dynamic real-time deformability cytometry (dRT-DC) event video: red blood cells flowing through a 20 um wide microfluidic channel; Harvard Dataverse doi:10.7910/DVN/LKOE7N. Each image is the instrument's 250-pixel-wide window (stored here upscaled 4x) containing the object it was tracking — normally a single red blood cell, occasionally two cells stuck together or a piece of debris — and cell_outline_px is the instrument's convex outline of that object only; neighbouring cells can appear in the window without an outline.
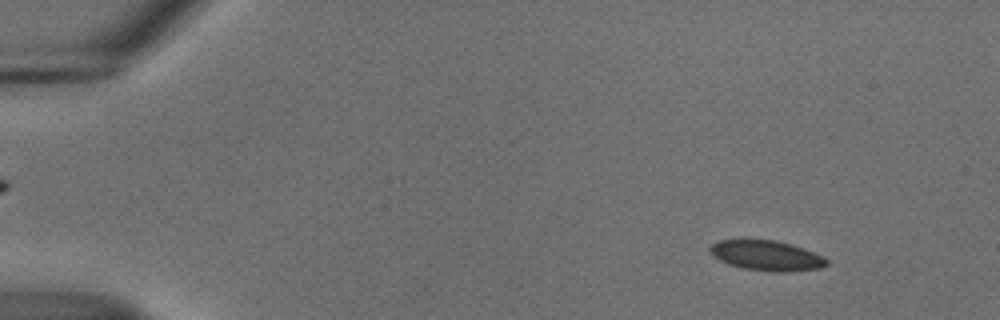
{"species": "common noctule bat (a hibernating species)", "species_latin": "Nyctalus noctula", "temperature_condition": "cold", "stored_images_in_passage": 55, "camera_frame_rate_fps": 3000, "um_per_image_px": 0.085, "animal": {"sex": "male", "body_mass_g": 18.8}, "frame": {"image": 1, "passage_image": 6, "time_ms": 1.667, "image_size_px": [1000, 320], "cell_outline_px": [[828, 264], [820, 268], [788, 272], [776, 272], [744, 268], [728, 264], [720, 260], [708, 248], [712, 244], [720, 240], [776, 240], [792, 244], [804, 248], [824, 256], [828, 260]], "centroid_in_image_um": [65.22, 21.72], "position_along_channel_um": 19.8, "area_um2": 20.35}}
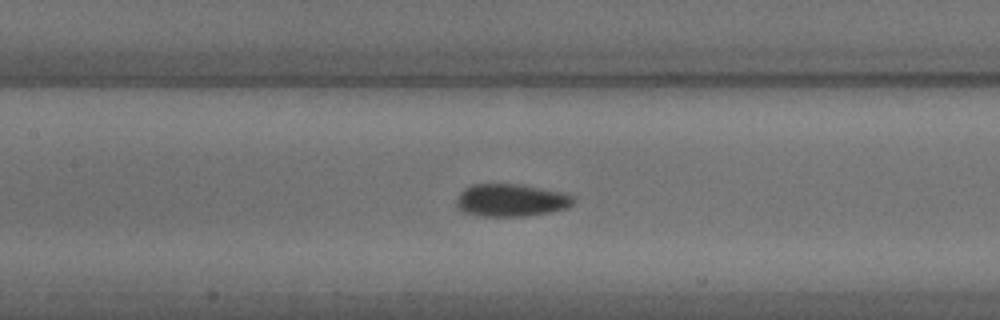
{"frame": {"image": 2, "passage_image": 26, "time_ms": 8.333, "image_size_px": [1000, 320], "cell_outline_px": [[572, 204], [564, 208], [548, 212], [524, 216], [480, 216], [464, 212], [456, 204], [456, 200], [460, 192], [472, 184], [516, 184], [556, 192], [572, 196]], "centroid_in_image_um": [43.34, 17.03], "position_along_channel_um": 164.1, "area_um2": 21.5}}
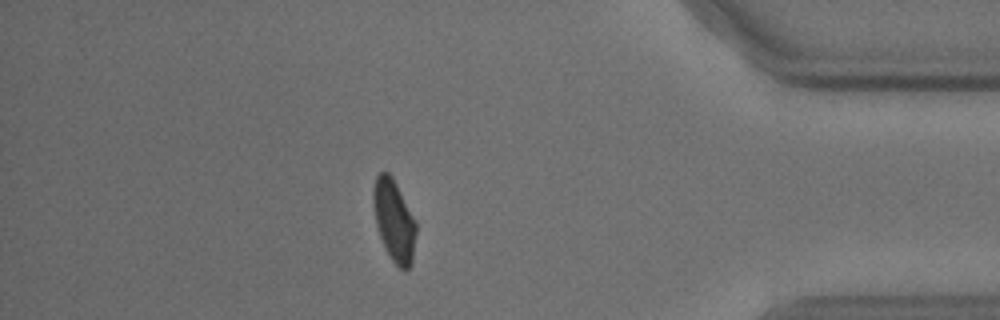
{"frame": {"image": 3, "passage_image": 48, "time_ms": 15.667, "image_size_px": [1000, 320], "cell_outline_px": [[416, 232], [412, 264], [404, 272], [392, 260], [380, 236], [376, 224], [372, 200], [372, 192], [376, 176], [380, 172], [388, 172], [392, 176], [416, 224]], "centroid_in_image_um": [33.48, 18.75], "position_along_channel_um": 401.7, "area_um2": 20.0}, "authors_computed_cell_mechanics": {"area_um2": 20.8658, "velocity_mm_per_s": 3.6872, "shape_relaxation_time_tau1_ms": 4.4512, "shape_relaxation_time_tau2_ms": null, "deformation_change_tau1": 0.0868, "deformation_change_tau2": null}}